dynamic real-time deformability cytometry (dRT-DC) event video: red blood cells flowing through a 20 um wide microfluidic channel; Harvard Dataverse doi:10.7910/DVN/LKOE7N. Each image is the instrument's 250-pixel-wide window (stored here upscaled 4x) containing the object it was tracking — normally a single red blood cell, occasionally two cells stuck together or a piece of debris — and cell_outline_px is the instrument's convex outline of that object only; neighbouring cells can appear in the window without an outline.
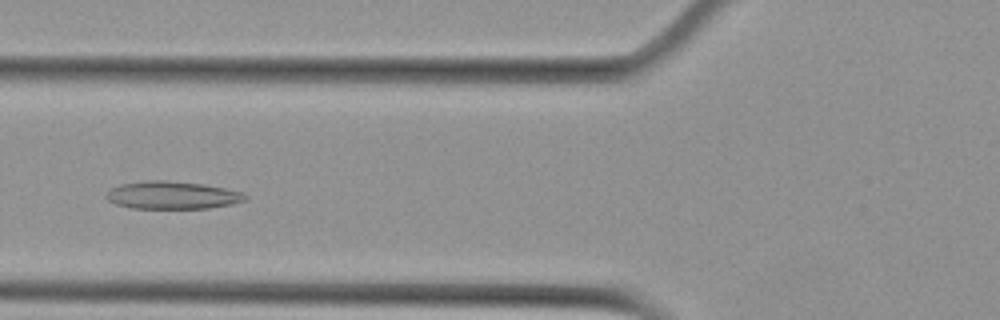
{"species": "Egyptian fruit bat (a non-hibernating species)", "species_latin": "Rousettus aegyptiacus", "temperature_condition": "cold", "stored_images_in_passage": 7, "camera_frame_rate_fps": 3000, "um_per_image_px": 0.085, "animal": {"sex": "female"}, "frame": {"image": 1, "passage_image": 5, "time_ms": 6.0, "image_size_px": [1000, 320], "cell_outline_px": [[248, 200], [232, 204], [208, 208], [132, 208], [116, 204], [108, 200], [104, 196], [112, 188], [124, 184], [152, 180], [164, 180], [200, 184], [224, 188], [240, 192], [248, 196]], "centroid_in_image_um": [14.66, 16.6], "position_along_channel_um": 111.1, "area_um2": 22.08}}
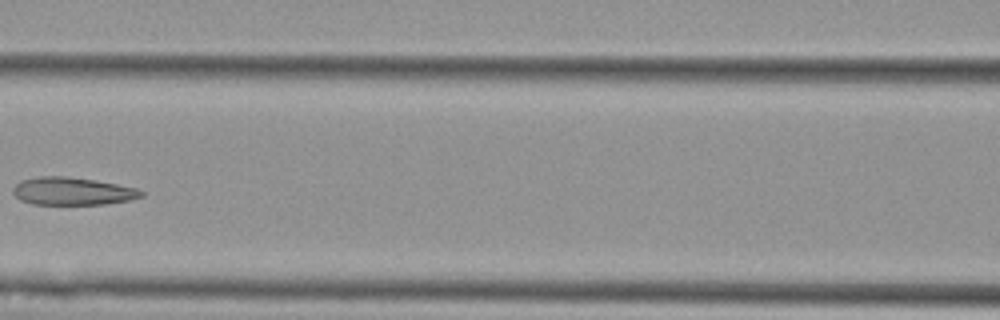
{"frame": {"image": 2, "passage_image": 6, "time_ms": 7.333, "image_size_px": [1000, 320], "cell_outline_px": [[144, 196], [132, 200], [108, 204], [32, 204], [20, 200], [12, 192], [12, 188], [20, 180], [40, 176], [64, 176], [96, 180], [136, 188], [144, 192]], "centroid_in_image_um": [6.16, 16.25], "position_along_channel_um": 160.4, "area_um2": 20.87}}
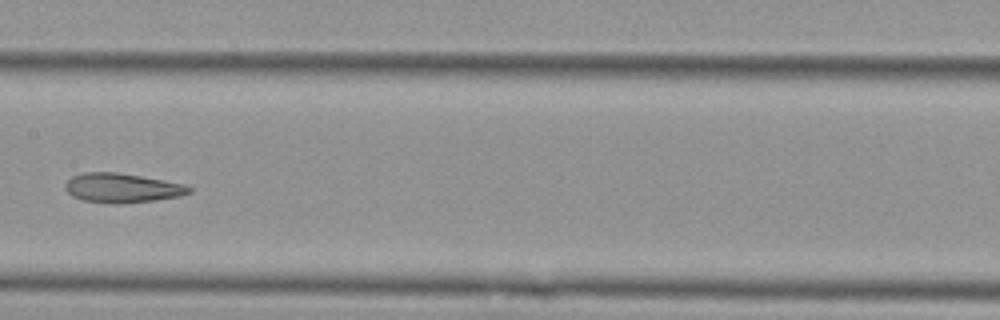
{"frame": {"image": 3, "passage_image": 7, "time_ms": 8.333, "image_size_px": [1000, 320], "cell_outline_px": [[192, 192], [180, 196], [152, 200], [116, 204], [112, 204], [84, 200], [72, 196], [64, 188], [64, 184], [72, 176], [84, 172], [116, 172], [140, 176], [184, 184], [192, 188]], "centroid_in_image_um": [10.35, 15.97], "position_along_channel_um": 197.1, "area_um2": 21.04}}